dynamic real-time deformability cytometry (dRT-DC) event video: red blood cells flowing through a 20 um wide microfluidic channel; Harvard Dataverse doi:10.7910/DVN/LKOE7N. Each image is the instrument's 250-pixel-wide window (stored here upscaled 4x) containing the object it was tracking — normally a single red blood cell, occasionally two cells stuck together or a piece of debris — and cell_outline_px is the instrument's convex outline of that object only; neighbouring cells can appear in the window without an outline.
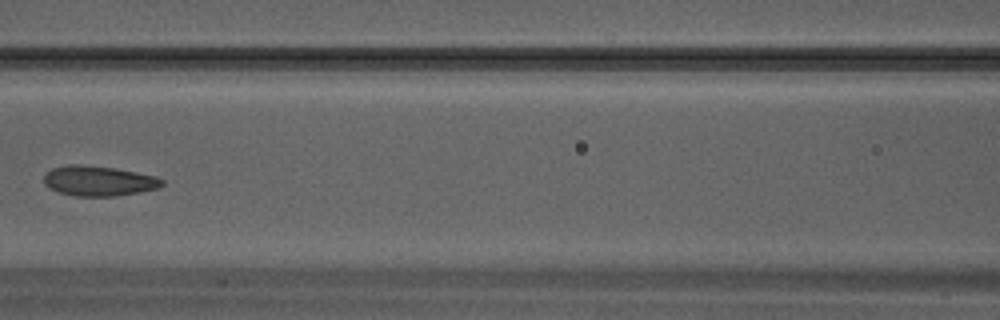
{"species": "Egyptian fruit bat (a non-hibernating species)", "species_latin": "Rousettus aegyptiacus", "temperature_condition": "warm", "stored_images_in_passage": 34, "camera_frame_rate_fps": 3000, "um_per_image_px": 0.085, "animal": {"sex": "male"}, "frame": {"image": 1, "passage_image": 16, "time_ms": 5.0, "image_size_px": [1000, 320], "cell_outline_px": [[164, 184], [156, 188], [136, 192], [112, 196], [76, 196], [60, 192], [48, 188], [44, 184], [44, 172], [52, 168], [68, 164], [84, 164], [112, 168], [136, 172], [156, 176], [164, 180]], "centroid_in_image_um": [8.33, 15.36], "position_along_channel_um": 158.3, "area_um2": 20.63}}
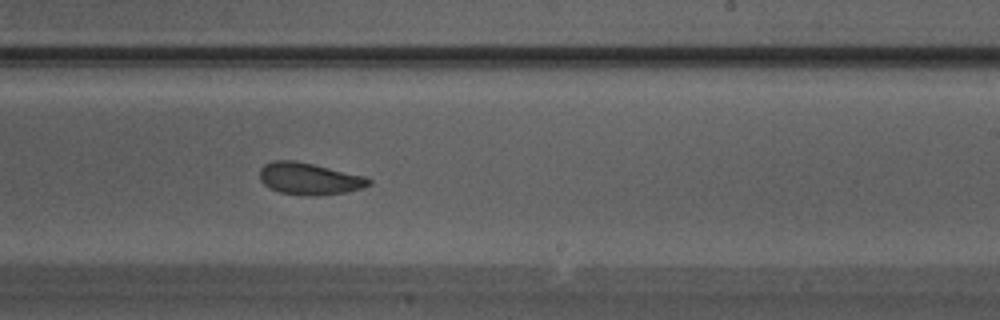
{"frame": {"image": 2, "passage_image": 21, "time_ms": 6.667, "image_size_px": [1000, 320], "cell_outline_px": [[372, 184], [360, 188], [344, 192], [280, 192], [264, 184], [260, 180], [260, 168], [264, 164], [272, 160], [296, 160], [364, 176], [372, 180]], "centroid_in_image_um": [26.25, 15.11], "position_along_channel_um": 262.7, "area_um2": 19.13}}
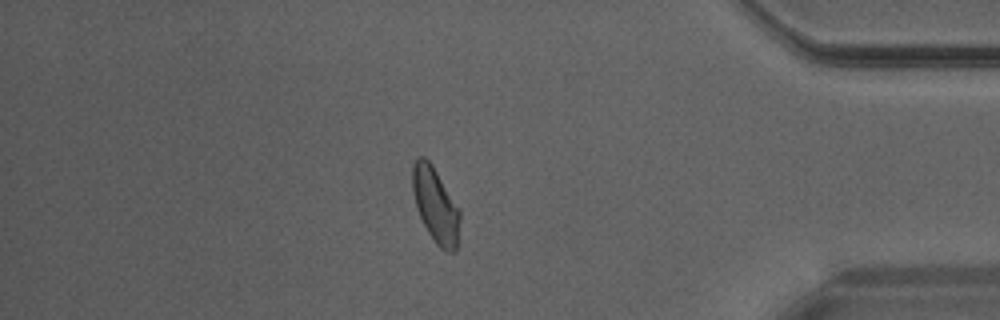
{"frame": {"image": 3, "passage_image": 29, "time_ms": 9.333, "image_size_px": [1000, 320], "cell_outline_px": [[460, 216], [456, 252], [448, 252], [440, 248], [436, 244], [428, 232], [416, 208], [412, 192], [412, 164], [416, 156], [424, 156], [432, 164], [460, 208]], "centroid_in_image_um": [37.01, 17.4], "position_along_channel_um": 398.2, "area_um2": 20.98}}